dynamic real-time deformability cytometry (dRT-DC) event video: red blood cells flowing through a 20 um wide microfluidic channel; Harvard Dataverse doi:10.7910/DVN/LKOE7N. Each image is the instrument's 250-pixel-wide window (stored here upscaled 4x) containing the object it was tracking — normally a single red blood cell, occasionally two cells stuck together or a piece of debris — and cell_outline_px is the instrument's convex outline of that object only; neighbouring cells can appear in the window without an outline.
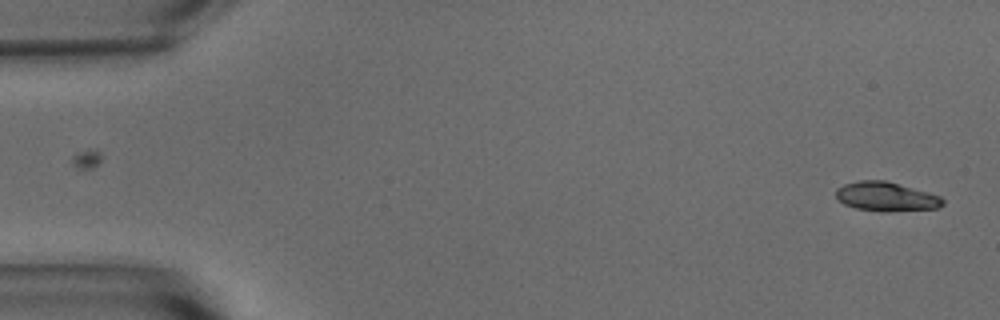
{"species": "common noctule bat (a hibernating species)", "species_latin": "Nyctalus noctula", "temperature_condition": "warm", "stored_images_in_passage": 52, "camera_frame_rate_fps": 3000, "um_per_image_px": 0.085, "animal": {"sex": "male", "body_mass_g": 15.6}, "frame": {"image": 1, "passage_image": 1, "time_ms": 0.0, "image_size_px": [1000, 320], "cell_outline_px": [[944, 204], [936, 208], [888, 212], [880, 212], [856, 208], [844, 204], [836, 196], [836, 188], [844, 184], [860, 180], [884, 180], [940, 196], [944, 200]], "centroid_in_image_um": [75.3, 16.72], "position_along_channel_um": 9.7, "area_um2": 18.03}}
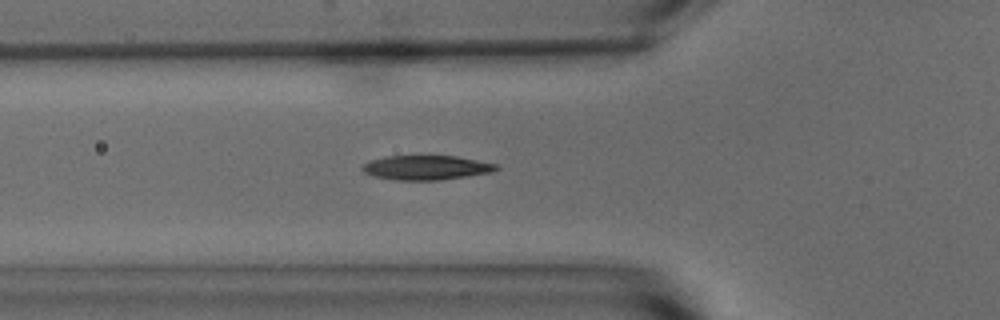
{"frame": {"image": 2, "passage_image": 18, "time_ms": 5.667, "image_size_px": [1000, 320], "cell_outline_px": [[500, 168], [492, 172], [440, 180], [396, 180], [372, 176], [364, 172], [360, 168], [364, 164], [372, 160], [384, 156], [456, 156], [496, 164]], "centroid_in_image_um": [36.21, 14.25], "position_along_channel_um": 89.6, "area_um2": 18.96}}
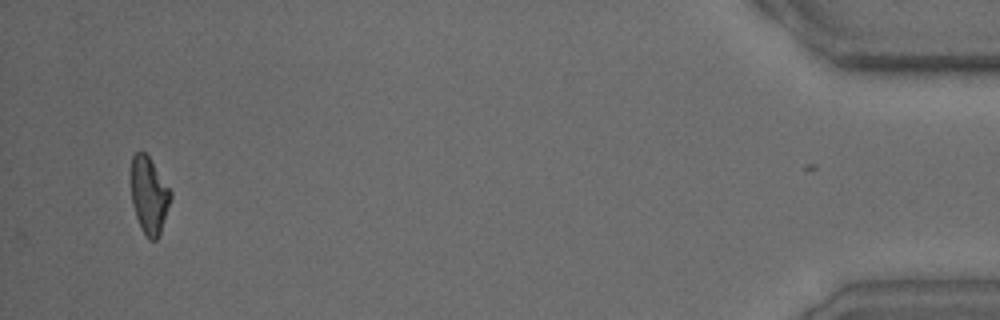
{"frame": {"image": 3, "passage_image": 51, "time_ms": 16.667, "image_size_px": [1000, 320], "cell_outline_px": [[172, 196], [160, 236], [156, 240], [148, 240], [140, 228], [132, 204], [132, 156], [140, 148], [148, 156], [172, 192]], "centroid_in_image_um": [12.68, 16.64], "position_along_channel_um": 422.5, "area_um2": 17.74}, "authors_computed_cell_mechanics": {"area_um2": 18.6983, "velocity_mm_per_s": 3.7538, "shape_relaxation_time_tau1_ms": 3.5719, "shape_relaxation_time_tau2_ms": 2.0141, "deformation_change_tau1": 0.1608, "deformation_change_tau2": 0.0816}}